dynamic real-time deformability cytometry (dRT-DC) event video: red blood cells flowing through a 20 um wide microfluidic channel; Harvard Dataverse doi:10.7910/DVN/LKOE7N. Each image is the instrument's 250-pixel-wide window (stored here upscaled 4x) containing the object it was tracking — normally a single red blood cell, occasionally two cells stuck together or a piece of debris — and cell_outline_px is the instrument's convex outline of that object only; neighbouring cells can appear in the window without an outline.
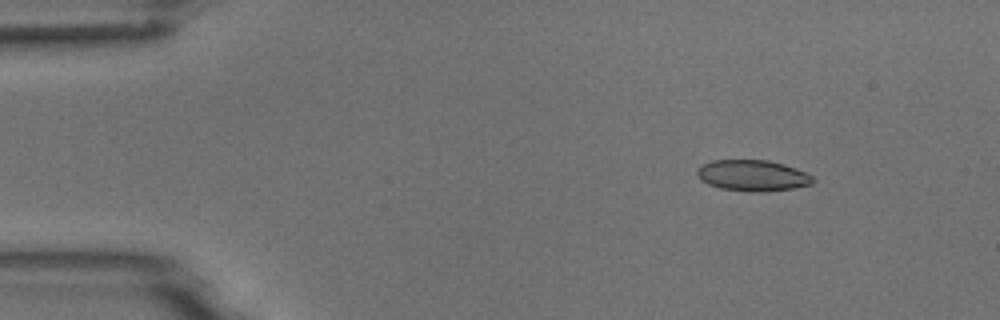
{"species": "common noctule bat (a hibernating species)", "species_latin": "Nyctalus noctula", "temperature_condition": "room temperature", "stored_images_in_passage": 7, "camera_frame_rate_fps": 3000, "um_per_image_px": 0.085, "animal": {"sex": "male", "body_mass_g": 18.8}, "frame": {"image": 1, "passage_image": 2, "time_ms": 1.333, "image_size_px": [1000, 320], "cell_outline_px": [[816, 180], [812, 184], [792, 188], [768, 192], [748, 192], [720, 188], [708, 184], [700, 180], [696, 172], [696, 168], [700, 164], [712, 160], [768, 160], [784, 164], [796, 168], [812, 176]], "centroid_in_image_um": [63.94, 14.92], "position_along_channel_um": 21.1, "area_um2": 21.27}}